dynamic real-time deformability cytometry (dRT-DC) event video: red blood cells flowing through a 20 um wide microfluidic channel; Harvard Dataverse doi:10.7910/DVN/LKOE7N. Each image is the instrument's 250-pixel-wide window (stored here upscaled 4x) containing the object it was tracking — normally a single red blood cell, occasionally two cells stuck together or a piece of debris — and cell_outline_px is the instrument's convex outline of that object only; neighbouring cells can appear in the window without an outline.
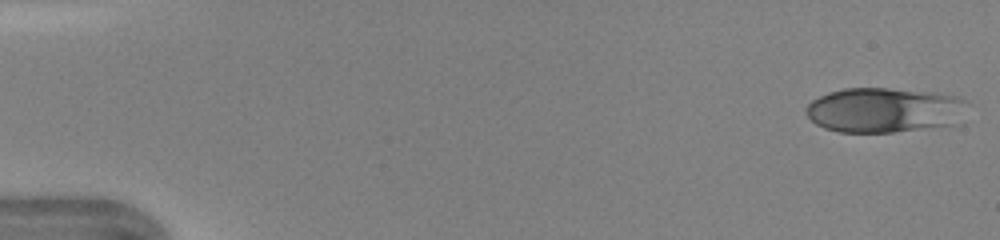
{"species": "human", "species_latin": "Homo sapiens", "temperature_condition": "warm", "stored_images_in_passage": 46, "camera_frame_rate_fps": 3000, "um_per_image_px": 0.085, "donor": {"sex": "female"}, "frame": {"image": 1, "passage_image": 1, "time_ms": 0.0, "image_size_px": [1000, 240], "cell_outline_px": [[968, 104], [952, 124], [892, 132], [840, 132], [824, 128], [816, 124], [804, 112], [804, 108], [812, 100], [828, 92], [844, 88], [888, 88], [936, 92], [956, 96], [968, 100]], "centroid_in_image_um": [75.1, 9.33], "position_along_channel_um": 9.9, "area_um2": 42.02}}
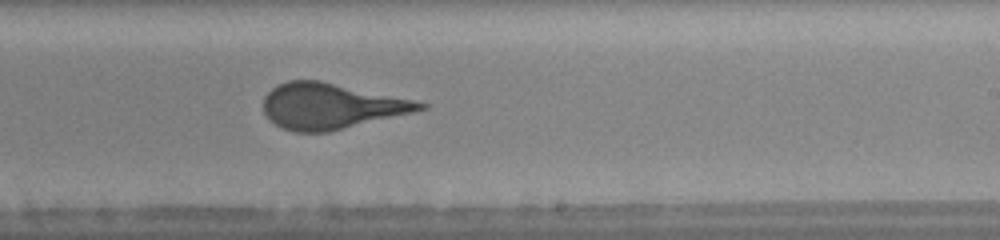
{"frame": {"image": 2, "passage_image": 28, "time_ms": 9.0, "image_size_px": [1000, 240], "cell_outline_px": [[428, 108], [412, 112], [328, 132], [292, 132], [276, 124], [264, 112], [264, 96], [276, 84], [288, 80], [320, 80], [412, 100], [428, 104]], "centroid_in_image_um": [28.08, 9.01], "position_along_channel_um": 260.9, "area_um2": 41.1}}
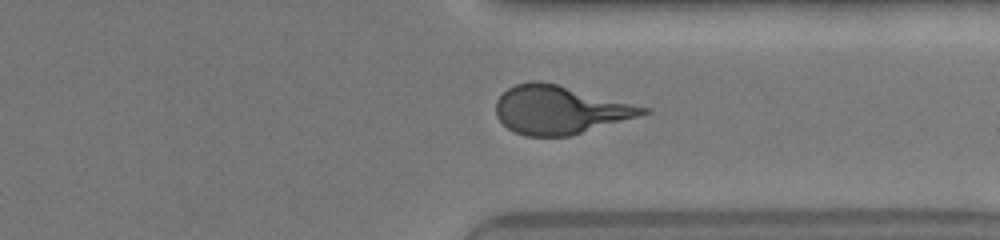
{"frame": {"image": 3, "passage_image": 35, "time_ms": 11.333, "image_size_px": [1000, 240], "cell_outline_px": [[652, 112], [568, 136], [524, 136], [508, 128], [496, 116], [496, 100], [508, 88], [516, 84], [532, 80], [540, 80], [652, 108]], "centroid_in_image_um": [47.58, 9.32], "position_along_channel_um": 363.8, "area_um2": 41.04}}